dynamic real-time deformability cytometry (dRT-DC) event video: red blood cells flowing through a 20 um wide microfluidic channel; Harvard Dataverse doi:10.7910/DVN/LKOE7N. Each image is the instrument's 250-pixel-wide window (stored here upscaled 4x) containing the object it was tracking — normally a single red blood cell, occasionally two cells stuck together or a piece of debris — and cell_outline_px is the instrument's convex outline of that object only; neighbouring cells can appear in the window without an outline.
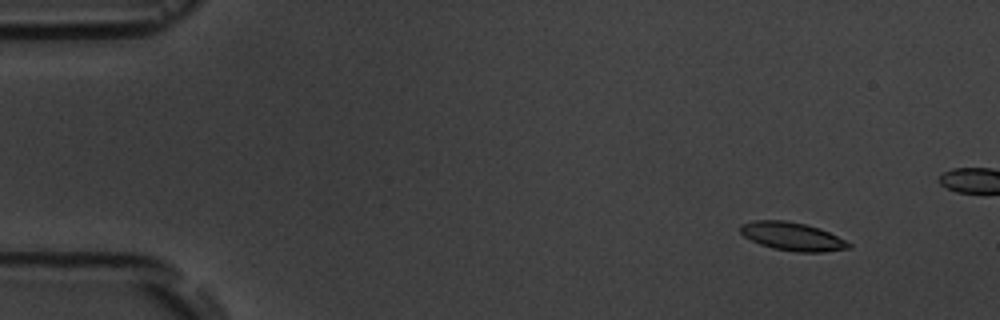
{"species": "common noctule bat (a hibernating species)", "species_latin": "Nyctalus noctula", "temperature_condition": "room temperature", "stored_images_in_passage": 6, "camera_frame_rate_fps": 3000, "um_per_image_px": 0.085, "animal": {"sex": "male", "body_mass_g": 19.5, "forearm_length_mm": 54.6}, "frame": {"image": 1, "passage_image": 2, "time_ms": 1.0, "image_size_px": [1000, 320], "cell_outline_px": [[852, 248], [824, 252], [796, 252], [772, 248], [760, 244], [744, 236], [740, 232], [740, 224], [752, 220], [784, 220], [804, 224], [820, 228], [852, 244]], "centroid_in_image_um": [67.34, 20.1], "position_along_channel_um": 17.7, "area_um2": 17.86}}